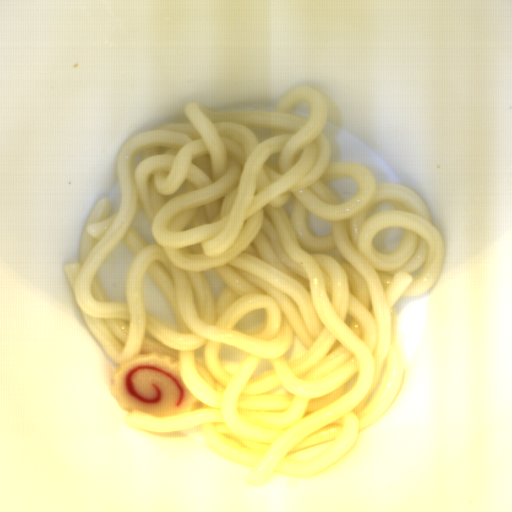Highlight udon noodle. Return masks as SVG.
I'll use <instances>...</instances> for the list:
<instances>
[{
    "mask_svg": "<svg viewBox=\"0 0 512 512\" xmlns=\"http://www.w3.org/2000/svg\"><path fill=\"white\" fill-rule=\"evenodd\" d=\"M328 108L307 84L274 111L185 103L187 121L122 142L118 208L95 202L62 264L110 385L156 353L195 398L185 416L124 408L125 423L245 465L251 486L336 468L391 410L409 375L397 316L445 269L421 197L331 161ZM119 243L130 265L115 303L98 277ZM146 279L173 328L146 306Z\"/></svg>",
    "mask_w": 512,
    "mask_h": 512,
    "instance_id": "1",
    "label": "udon noodle"
}]
</instances>
